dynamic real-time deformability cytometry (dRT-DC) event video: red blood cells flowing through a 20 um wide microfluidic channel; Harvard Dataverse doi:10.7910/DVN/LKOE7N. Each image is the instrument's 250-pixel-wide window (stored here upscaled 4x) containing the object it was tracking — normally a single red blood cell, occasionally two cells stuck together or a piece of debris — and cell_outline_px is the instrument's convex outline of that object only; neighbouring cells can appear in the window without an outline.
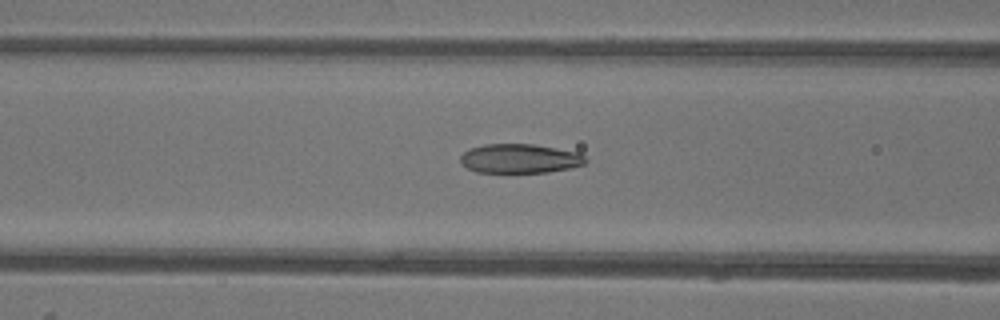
{"species": "common noctule bat (a hibernating species)", "species_latin": "Nyctalus noctula", "temperature_condition": "warm", "stored_images_in_passage": 53, "camera_frame_rate_fps": 3000, "um_per_image_px": 0.085, "animal": {"sex": "female"}, "frame": {"image": 1, "passage_image": 21, "time_ms": 6.667, "image_size_px": [1000, 320], "cell_outline_px": [[588, 160], [584, 164], [572, 168], [548, 172], [476, 172], [468, 168], [460, 160], [460, 156], [468, 148], [484, 144], [532, 144], [580, 152]], "centroid_in_image_um": [44.21, 13.47], "position_along_channel_um": 122.4, "area_um2": 21.39}}
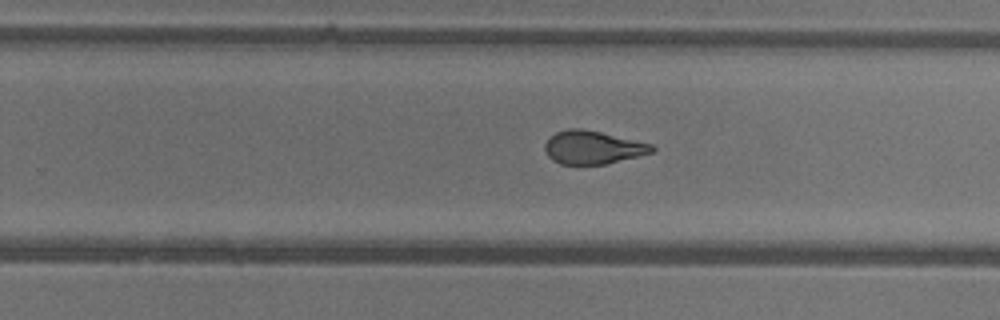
{"frame": {"image": 2, "passage_image": 33, "time_ms": 10.667, "image_size_px": [1000, 320], "cell_outline_px": [[656, 148], [652, 152], [640, 156], [604, 164], [560, 164], [552, 160], [548, 156], [544, 148], [544, 144], [556, 132], [568, 128], [580, 128], [600, 132], [652, 144]], "centroid_in_image_um": [50.38, 12.53], "position_along_channel_um": 279.4, "area_um2": 20.58}}
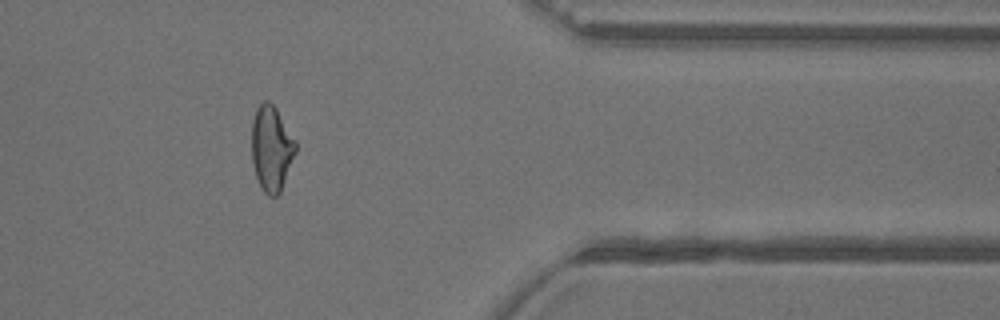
{"frame": {"image": 3, "passage_image": 43, "time_ms": 14.0, "image_size_px": [1000, 320], "cell_outline_px": [[296, 152], [280, 192], [276, 196], [268, 196], [264, 192], [256, 176], [252, 160], [252, 120], [256, 108], [264, 100], [268, 100], [276, 108], [296, 140]], "centroid_in_image_um": [23.07, 12.59], "position_along_channel_um": 388.3, "area_um2": 21.79}, "authors_computed_cell_mechanics": {"area_um2": 22.1374, "velocity_mm_per_s": 3.9339, "shape_relaxation_time_tau1_ms": 9.0116, "shape_relaxation_time_tau2_ms": 1.4376, "deformation_change_tau1": 0.2447, "deformation_change_tau2": 0.0745}}